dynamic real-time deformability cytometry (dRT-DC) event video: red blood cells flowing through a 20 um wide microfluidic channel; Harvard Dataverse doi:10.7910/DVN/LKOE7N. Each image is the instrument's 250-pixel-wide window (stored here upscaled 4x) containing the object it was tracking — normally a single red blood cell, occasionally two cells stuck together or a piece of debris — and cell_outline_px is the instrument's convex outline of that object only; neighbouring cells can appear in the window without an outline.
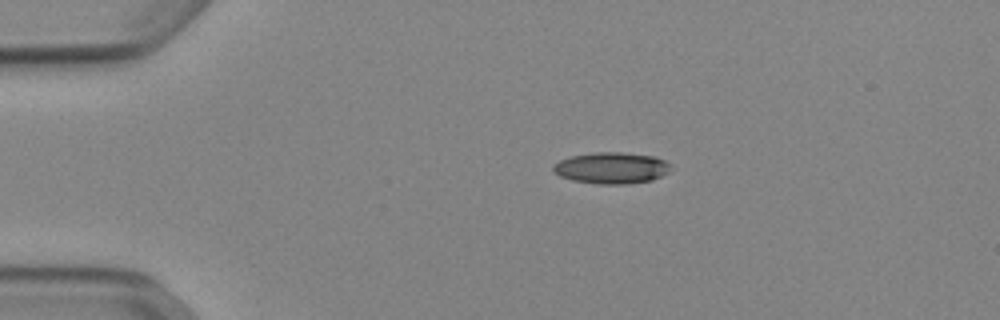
{"species": "Egyptian fruit bat (a non-hibernating species)", "species_latin": "Rousettus aegyptiacus", "temperature_condition": "cold", "stored_images_in_passage": 43, "camera_frame_rate_fps": 3000, "um_per_image_px": 0.085, "animal": {"sex": "female"}, "frame": {"image": 1, "passage_image": 1, "time_ms": 0.0, "image_size_px": [1000, 320], "cell_outline_px": [[668, 172], [652, 180], [628, 184], [596, 184], [572, 180], [560, 176], [552, 172], [552, 164], [568, 156], [592, 152], [620, 152], [656, 156], [664, 160], [668, 164]], "centroid_in_image_um": [51.9, 14.27], "position_along_channel_um": 33.1, "area_um2": 21.68}}
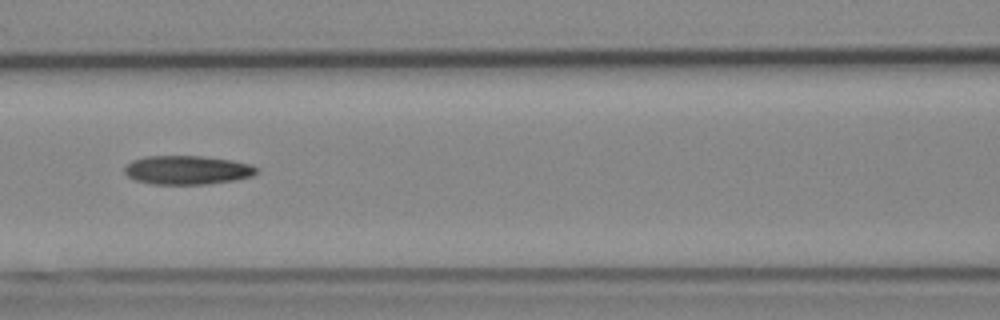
{"frame": {"image": 2, "passage_image": 14, "time_ms": 4.333, "image_size_px": [1000, 320], "cell_outline_px": [[256, 172], [252, 176], [232, 180], [204, 184], [152, 184], [136, 180], [128, 176], [124, 172], [124, 168], [132, 160], [144, 156], [200, 156], [232, 160], [252, 164], [256, 168]], "centroid_in_image_um": [15.89, 14.44], "position_along_channel_um": 150.7, "area_um2": 22.02}}
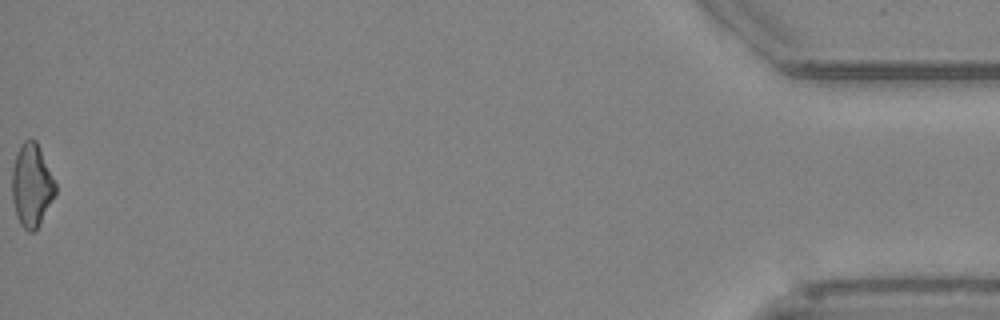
{"frame": {"image": 3, "passage_image": 43, "time_ms": 14.0, "image_size_px": [1000, 320], "cell_outline_px": [[56, 192], [40, 224], [32, 232], [28, 232], [20, 224], [16, 216], [12, 200], [12, 168], [20, 144], [24, 140], [36, 140], [56, 184]], "centroid_in_image_um": [2.67, 15.77], "position_along_channel_um": 432.5, "area_um2": 20.81}, "authors_computed_cell_mechanics": {"area_um2": 21.386, "velocity_mm_per_s": 3.9087, "shape_relaxation_time_tau1_ms": 9.7189, "shape_relaxation_time_tau2_ms": 5.2352, "deformation_change_tau1": 0.2194, "deformation_change_tau2": 0.1621}}